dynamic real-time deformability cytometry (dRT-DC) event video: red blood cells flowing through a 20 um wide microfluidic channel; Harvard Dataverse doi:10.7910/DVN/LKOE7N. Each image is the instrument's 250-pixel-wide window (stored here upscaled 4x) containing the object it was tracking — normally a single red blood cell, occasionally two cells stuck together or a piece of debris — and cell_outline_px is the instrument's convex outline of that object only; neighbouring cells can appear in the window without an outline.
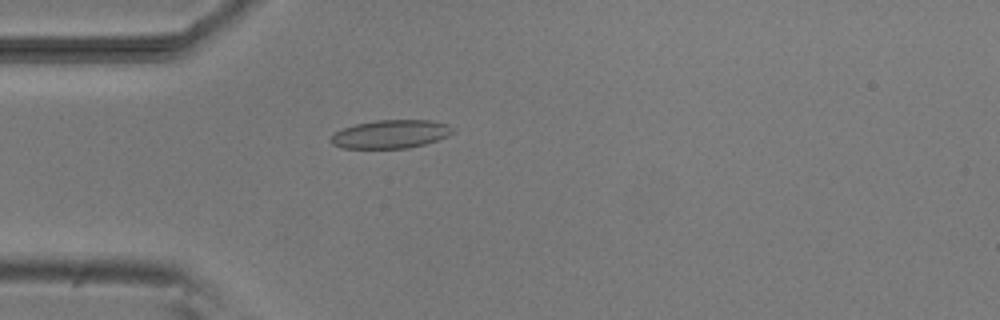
{"species": "common noctule bat (a hibernating species)", "species_latin": "Nyctalus noctula", "temperature_condition": "room temperature", "stored_images_in_passage": 5, "camera_frame_rate_fps": 3000, "um_per_image_px": 0.085, "animal": {"sex": "male", "body_mass_g": 20.5, "forearm_length_mm": 52.5}, "frame": {"image": 1, "passage_image": 5, "time_ms": 4.333, "image_size_px": [1000, 320], "cell_outline_px": [[456, 132], [448, 136], [424, 144], [408, 148], [340, 148], [332, 144], [328, 140], [332, 132], [356, 124], [376, 120], [432, 120], [448, 124]], "centroid_in_image_um": [33.18, 11.4], "position_along_channel_um": 51.8, "area_um2": 20.35}}